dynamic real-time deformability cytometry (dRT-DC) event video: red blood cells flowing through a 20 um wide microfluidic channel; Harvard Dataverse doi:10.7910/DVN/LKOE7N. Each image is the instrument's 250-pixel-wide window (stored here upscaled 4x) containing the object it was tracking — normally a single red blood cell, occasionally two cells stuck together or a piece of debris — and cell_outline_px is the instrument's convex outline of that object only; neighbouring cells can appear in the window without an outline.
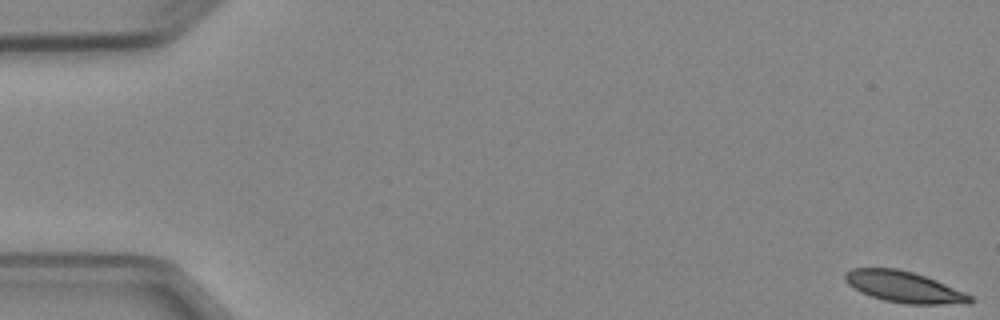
{"species": "Egyptian fruit bat (a non-hibernating species)", "species_latin": "Rousettus aegyptiacus", "temperature_condition": "cold", "stored_images_in_passage": 4, "camera_frame_rate_fps": 3000, "um_per_image_px": 0.085, "animal": {"sex": "female"}, "frame": {"image": 1, "passage_image": 1, "time_ms": 0.0, "image_size_px": [1000, 320], "cell_outline_px": [[976, 300], [972, 304], [908, 304], [884, 300], [860, 292], [848, 284], [844, 280], [844, 272], [852, 268], [896, 268], [912, 272], [936, 280], [964, 292], [972, 296]], "centroid_in_image_um": [76.86, 24.39], "position_along_channel_um": 8.1, "area_um2": 22.77}}
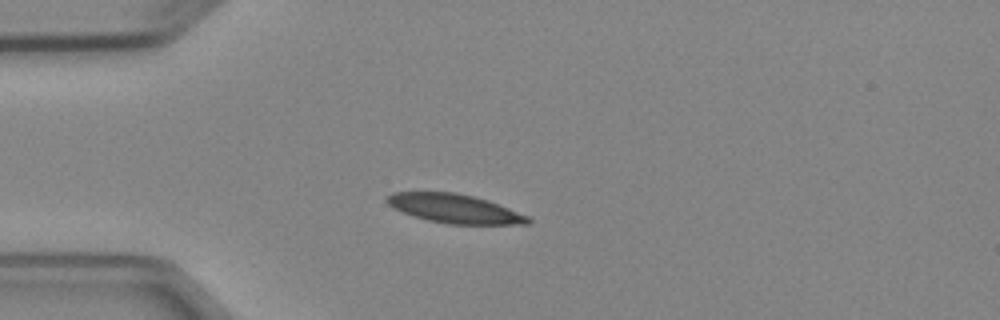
{"frame": {"image": 2, "passage_image": 4, "time_ms": 4.333, "image_size_px": [1000, 320], "cell_outline_px": [[532, 220], [528, 224], [448, 224], [428, 220], [404, 212], [388, 204], [384, 200], [392, 192], [456, 192], [488, 200], [528, 216]], "centroid_in_image_um": [38.65, 17.73], "position_along_channel_um": 46.3, "area_um2": 23.47}}